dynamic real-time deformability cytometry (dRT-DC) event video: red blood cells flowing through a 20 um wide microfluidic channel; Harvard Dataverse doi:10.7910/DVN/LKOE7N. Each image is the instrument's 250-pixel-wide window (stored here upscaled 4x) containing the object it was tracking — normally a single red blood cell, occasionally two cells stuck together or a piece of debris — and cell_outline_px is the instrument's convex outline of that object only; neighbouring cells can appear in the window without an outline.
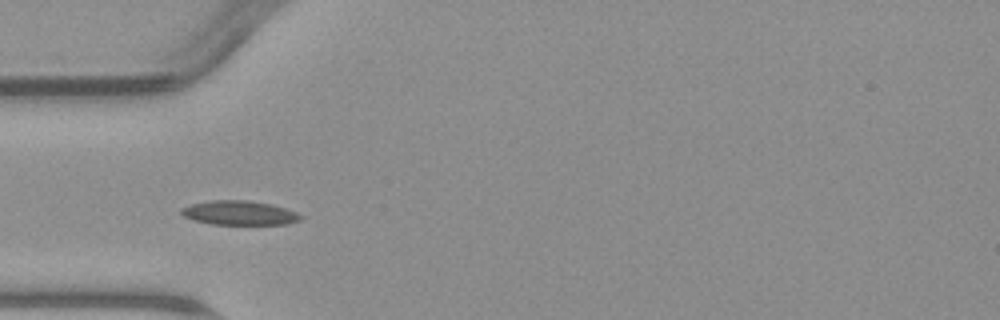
{"species": "common noctule bat (a hibernating species)", "species_latin": "Nyctalus noctula", "temperature_condition": "warm", "stored_images_in_passage": 5, "camera_frame_rate_fps": 3000, "um_per_image_px": 0.085, "animal": {"sex": "male", "body_mass_g": 23.1, "forearm_length_mm": 52.7}, "frame": {"image": 1, "passage_image": 4, "time_ms": 3.667, "image_size_px": [1000, 320], "cell_outline_px": [[304, 216], [300, 220], [288, 224], [212, 224], [192, 220], [184, 216], [180, 212], [180, 208], [192, 204], [208, 200], [248, 200], [272, 204], [296, 212]], "centroid_in_image_um": [20.33, 18.09], "position_along_channel_um": 64.7, "area_um2": 16.94}}
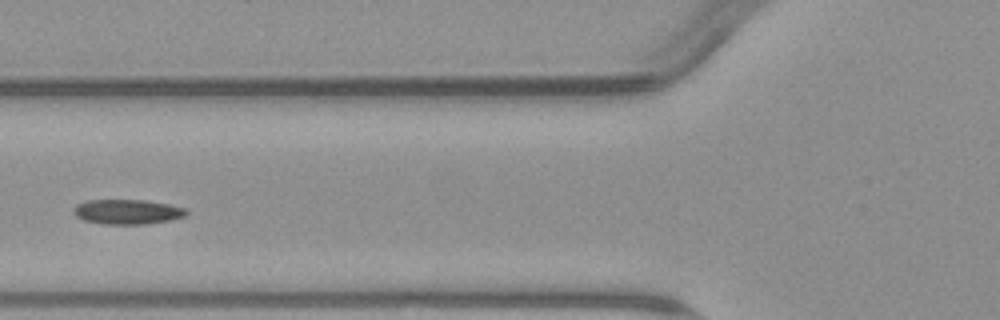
{"frame": {"image": 2, "passage_image": 5, "time_ms": 5.0, "image_size_px": [1000, 320], "cell_outline_px": [[188, 212], [184, 216], [168, 220], [144, 224], [104, 224], [84, 220], [76, 216], [72, 212], [72, 208], [76, 204], [88, 200], [144, 200], [168, 204], [188, 208]], "centroid_in_image_um": [10.8, 17.99], "position_along_channel_um": 115.0, "area_um2": 16.3}}